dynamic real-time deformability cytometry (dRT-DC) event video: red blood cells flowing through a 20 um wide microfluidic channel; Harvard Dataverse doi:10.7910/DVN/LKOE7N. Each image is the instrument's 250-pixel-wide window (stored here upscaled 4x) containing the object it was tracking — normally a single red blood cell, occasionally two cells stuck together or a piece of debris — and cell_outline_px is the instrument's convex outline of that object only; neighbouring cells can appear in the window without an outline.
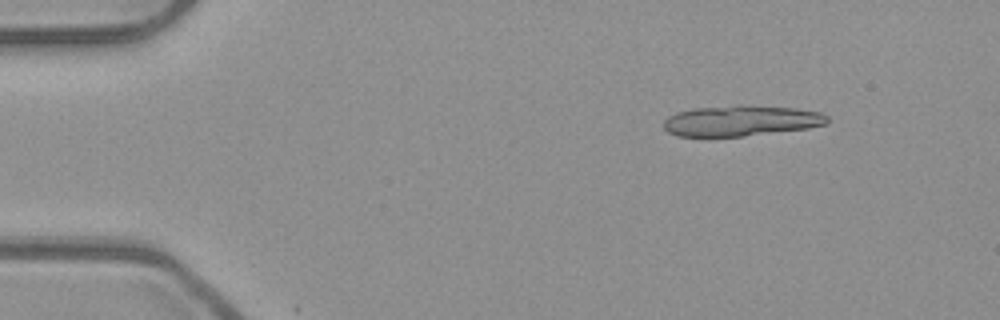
{"species": "common noctule bat (a hibernating species)", "species_latin": "Nyctalus noctula", "temperature_condition": "room temperature", "stored_images_in_passage": 5, "camera_frame_rate_fps": 3000, "um_per_image_px": 0.085, "animal": {"sex": "male", "body_mass_g": 23.1, "forearm_length_mm": 52.7}, "frame": {"image": 1, "passage_image": 5, "time_ms": 1.333, "image_size_px": [1000, 320], "cell_outline_px": [[828, 120], [824, 124], [808, 128], [744, 136], [676, 136], [668, 132], [664, 128], [664, 120], [668, 116], [676, 112], [696, 108], [740, 104], [796, 108], [820, 112], [828, 116]], "centroid_in_image_um": [62.97, 10.25], "position_along_channel_um": 22.0, "area_um2": 29.3}}